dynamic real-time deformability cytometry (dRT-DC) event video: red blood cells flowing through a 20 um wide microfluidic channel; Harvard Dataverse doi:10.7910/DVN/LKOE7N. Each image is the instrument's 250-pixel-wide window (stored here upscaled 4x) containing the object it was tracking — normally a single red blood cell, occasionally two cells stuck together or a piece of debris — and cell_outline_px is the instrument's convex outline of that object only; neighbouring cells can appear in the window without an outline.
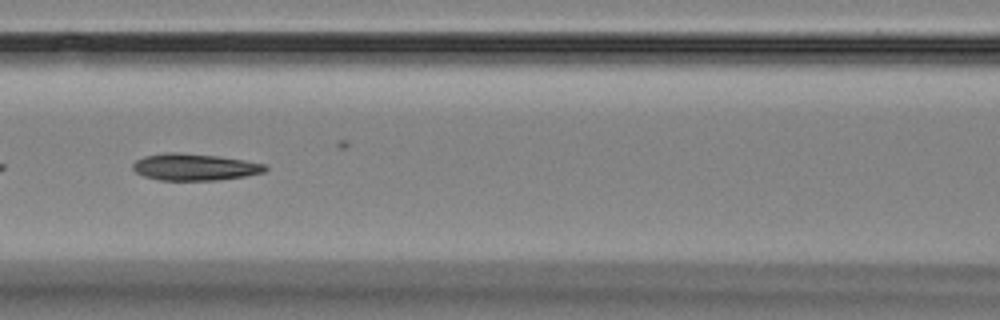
{"species": "Egyptian fruit bat (a non-hibernating species)", "species_latin": "Rousettus aegyptiacus", "temperature_condition": "room temperature", "stored_images_in_passage": 7, "camera_frame_rate_fps": 3000, "um_per_image_px": 0.085, "animal": {"sex": "female"}, "frame": {"image": 1, "passage_image": 5, "time_ms": 4.667, "image_size_px": [1000, 320], "cell_outline_px": [[268, 168], [264, 172], [244, 176], [216, 180], [160, 180], [144, 176], [136, 172], [132, 168], [132, 164], [136, 160], [144, 156], [168, 152], [180, 152], [216, 156], [244, 160], [264, 164]], "centroid_in_image_um": [16.51, 14.19], "position_along_channel_um": 150.1, "area_um2": 20.52}}
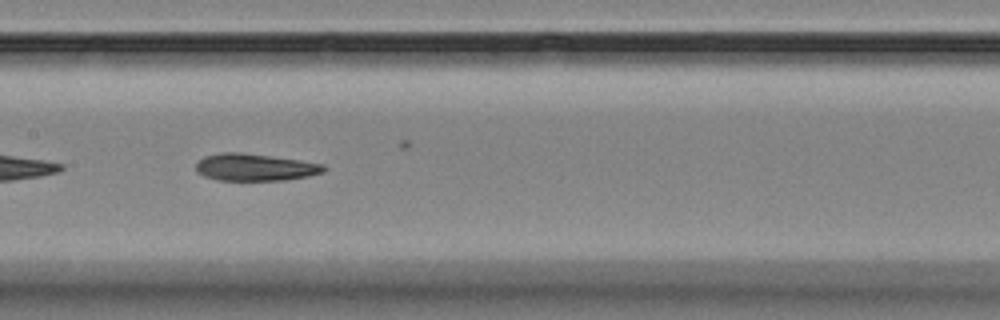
{"frame": {"image": 2, "passage_image": 6, "time_ms": 5.667, "image_size_px": [1000, 320], "cell_outline_px": [[328, 168], [324, 172], [308, 176], [284, 180], [216, 180], [204, 176], [196, 172], [196, 164], [204, 156], [220, 152], [240, 152], [300, 160], [324, 164]], "centroid_in_image_um": [21.67, 14.21], "position_along_channel_um": 185.7, "area_um2": 20.29}}
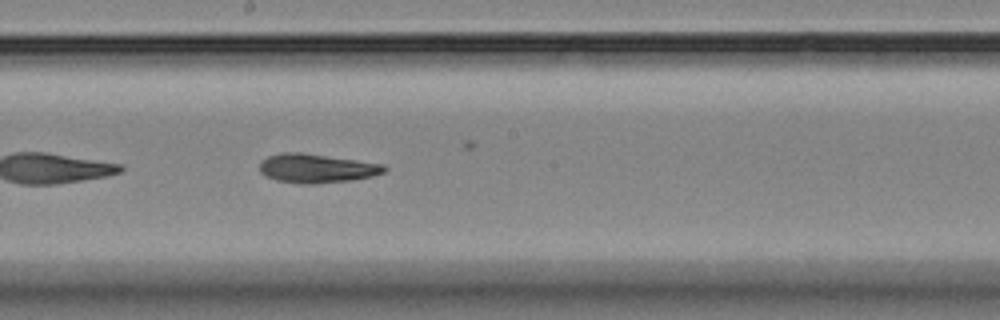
{"frame": {"image": 3, "passage_image": 7, "time_ms": 6.667, "image_size_px": [1000, 320], "cell_outline_px": [[388, 168], [384, 172], [372, 176], [352, 180], [316, 184], [300, 184], [276, 180], [260, 172], [260, 164], [268, 156], [284, 152], [300, 152], [384, 164]], "centroid_in_image_um": [26.93, 14.31], "position_along_channel_um": 221.3, "area_um2": 20.92}}